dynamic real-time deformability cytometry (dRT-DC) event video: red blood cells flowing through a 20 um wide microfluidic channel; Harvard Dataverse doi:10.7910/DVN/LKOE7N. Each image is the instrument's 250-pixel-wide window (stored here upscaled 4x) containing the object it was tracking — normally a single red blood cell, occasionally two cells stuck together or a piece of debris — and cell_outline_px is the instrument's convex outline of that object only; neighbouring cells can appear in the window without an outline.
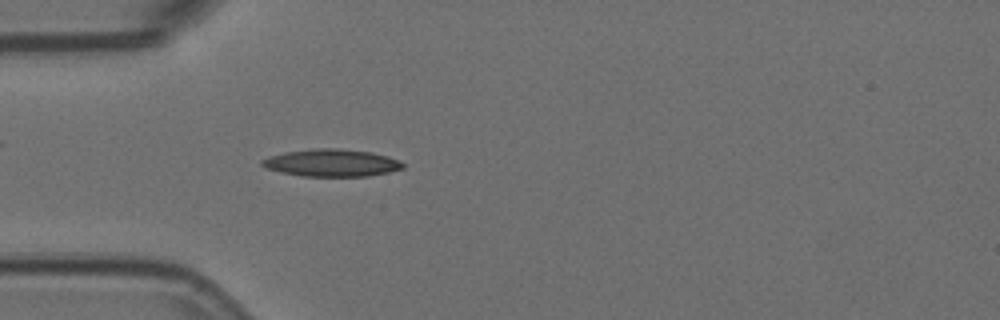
{"species": "Egyptian fruit bat (a non-hibernating species)", "species_latin": "Rousettus aegyptiacus", "temperature_condition": "room temperature", "stored_images_in_passage": 4, "camera_frame_rate_fps": 3000, "um_per_image_px": 0.085, "animal": {"sex": "female"}, "frame": {"image": 1, "passage_image": 4, "time_ms": 1.0, "image_size_px": [1000, 320], "cell_outline_px": [[404, 168], [388, 172], [368, 176], [304, 176], [280, 172], [264, 168], [260, 164], [260, 160], [268, 156], [284, 152], [316, 148], [340, 148], [372, 152], [388, 156], [404, 164]], "centroid_in_image_um": [28.13, 13.83], "position_along_channel_um": 56.9, "area_um2": 22.54}}